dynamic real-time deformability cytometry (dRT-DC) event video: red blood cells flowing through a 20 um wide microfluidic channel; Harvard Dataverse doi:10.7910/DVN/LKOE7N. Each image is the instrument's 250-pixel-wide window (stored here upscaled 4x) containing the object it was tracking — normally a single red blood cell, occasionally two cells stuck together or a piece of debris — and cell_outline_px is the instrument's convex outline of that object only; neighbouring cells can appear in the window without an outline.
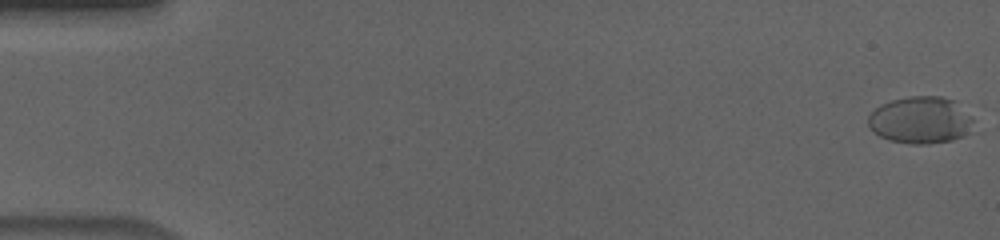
{"species": "human", "species_latin": "Homo sapiens", "temperature_condition": "cold", "stored_images_in_passage": 57, "camera_frame_rate_fps": 3000, "um_per_image_px": 0.085, "donor": {"sex": "male"}, "frame": {"image": 1, "passage_image": 1, "time_ms": 0.0, "image_size_px": [1000, 240], "cell_outline_px": [[972, 132], [964, 136], [952, 140], [928, 144], [912, 144], [888, 140], [880, 136], [868, 124], [868, 116], [880, 104], [892, 100], [908, 96], [940, 96], [956, 100], [972, 120]], "centroid_in_image_um": [78.26, 10.21], "position_along_channel_um": 6.7, "area_um2": 28.9}}
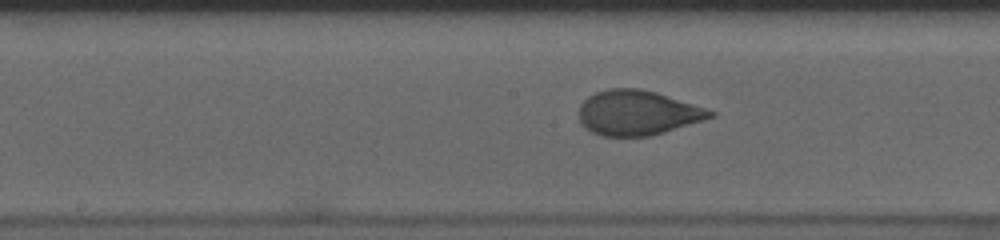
{"frame": {"image": 2, "passage_image": 30, "time_ms": 9.667, "image_size_px": [1000, 240], "cell_outline_px": [[716, 116], [704, 120], [664, 132], [648, 136], [604, 136], [592, 132], [584, 128], [580, 120], [580, 104], [588, 96], [596, 92], [608, 88], [640, 88], [656, 92], [708, 108], [716, 112]], "centroid_in_image_um": [54.21, 9.58], "position_along_channel_um": 194.0, "area_um2": 34.39}}
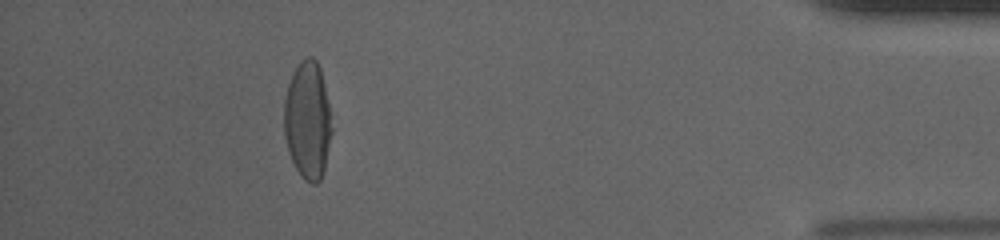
{"frame": {"image": 3, "passage_image": 52, "time_ms": 17.0, "image_size_px": [1000, 240], "cell_outline_px": [[332, 132], [324, 168], [320, 180], [316, 184], [312, 184], [304, 180], [296, 168], [292, 160], [284, 136], [284, 96], [292, 72], [300, 60], [308, 56], [312, 56], [316, 60], [320, 68], [328, 104], [332, 128]], "centroid_in_image_um": [26.13, 10.2], "position_along_channel_um": 409.1, "area_um2": 32.66}, "authors_computed_cell_mechanics": {"area_um2": 33.9864, "velocity_mm_per_s": 3.6461, "shape_relaxation_time_tau1_ms": 4.4024, "shape_relaxation_time_tau2_ms": null, "deformation_change_tau1": 0.191, "deformation_change_tau2": null}}